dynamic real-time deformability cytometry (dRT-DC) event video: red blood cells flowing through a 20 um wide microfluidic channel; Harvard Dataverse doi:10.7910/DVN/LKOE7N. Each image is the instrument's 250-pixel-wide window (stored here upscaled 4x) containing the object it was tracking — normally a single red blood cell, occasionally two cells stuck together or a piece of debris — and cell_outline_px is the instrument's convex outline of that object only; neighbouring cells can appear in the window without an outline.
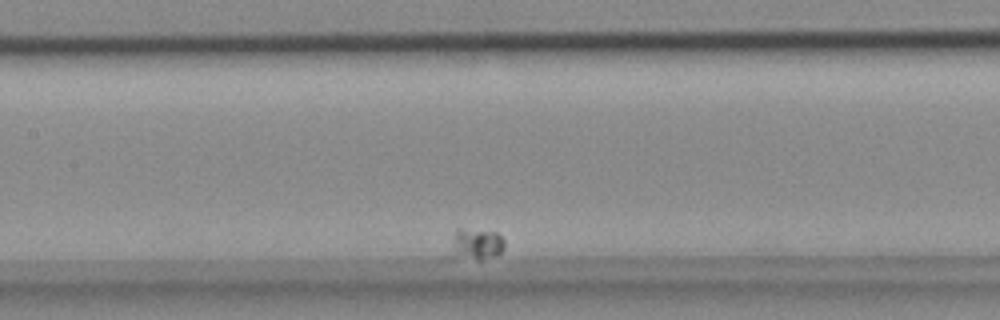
{"species": "common noctule bat (a hibernating species)", "species_latin": "Nyctalus noctula", "temperature_condition": "cold", "stored_images_in_passage": 45, "camera_frame_rate_fps": 3000, "um_per_image_px": 0.085, "animal": {"sex": "female", "body_mass_g": 18.4}, "frame": {"image": 1, "passage_image": 19, "time_ms": 6.0, "image_size_px": [1000, 320], "cell_outline_px": [[504, 248], [500, 252], [480, 260], [444, 256], [456, 228], [460, 228], [496, 232], [504, 240]], "centroid_in_image_um": [40.32, 20.76], "position_along_channel_um": 167.1, "area_um2": 10.29}}
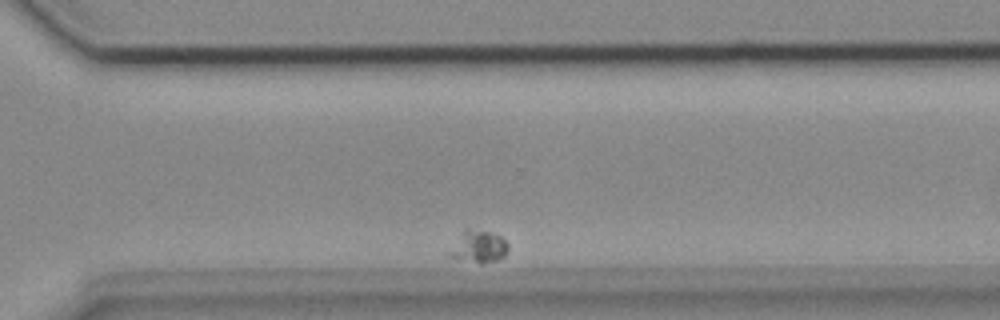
{"frame": {"image": 2, "passage_image": 41, "time_ms": 13.333, "image_size_px": [1000, 320], "cell_outline_px": [[508, 252], [500, 260], [484, 264], [480, 264], [448, 256], [444, 252], [464, 228], [468, 228], [488, 232], [500, 236], [508, 244]], "centroid_in_image_um": [40.61, 20.98], "position_along_channel_um": 330.0, "area_um2": 11.5}}